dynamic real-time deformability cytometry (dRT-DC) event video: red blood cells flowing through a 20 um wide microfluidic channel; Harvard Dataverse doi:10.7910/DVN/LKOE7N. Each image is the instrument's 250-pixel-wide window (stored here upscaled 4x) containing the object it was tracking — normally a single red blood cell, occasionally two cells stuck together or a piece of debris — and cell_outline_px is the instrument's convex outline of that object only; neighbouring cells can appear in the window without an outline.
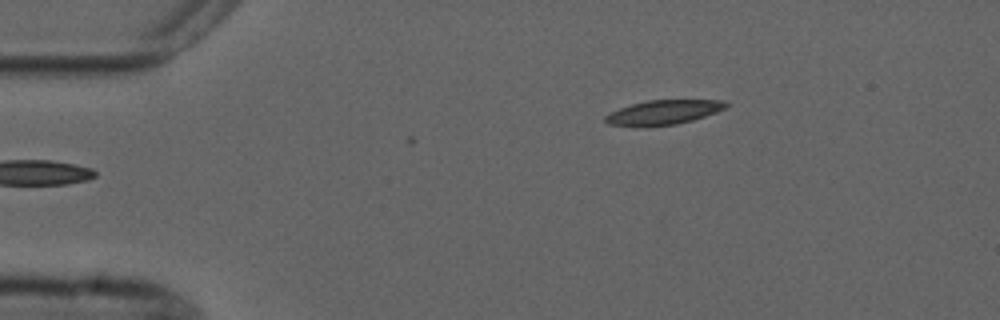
{"species": "common noctule bat (a hibernating species)", "species_latin": "Nyctalus noctula", "temperature_condition": "cold", "stored_images_in_passage": 5, "camera_frame_rate_fps": 3000, "um_per_image_px": 0.085, "animal": {"sex": "male", "forearm_length_mm": 52.5}, "frame": {"image": 1, "passage_image": 5, "time_ms": 5.667, "image_size_px": [1000, 320], "cell_outline_px": [[728, 104], [724, 108], [716, 112], [692, 120], [676, 124], [636, 128], [608, 124], [604, 120], [604, 116], [608, 112], [632, 104], [648, 100], [724, 100]], "centroid_in_image_um": [56.3, 9.57], "position_along_channel_um": 28.7, "area_um2": 17.4}}